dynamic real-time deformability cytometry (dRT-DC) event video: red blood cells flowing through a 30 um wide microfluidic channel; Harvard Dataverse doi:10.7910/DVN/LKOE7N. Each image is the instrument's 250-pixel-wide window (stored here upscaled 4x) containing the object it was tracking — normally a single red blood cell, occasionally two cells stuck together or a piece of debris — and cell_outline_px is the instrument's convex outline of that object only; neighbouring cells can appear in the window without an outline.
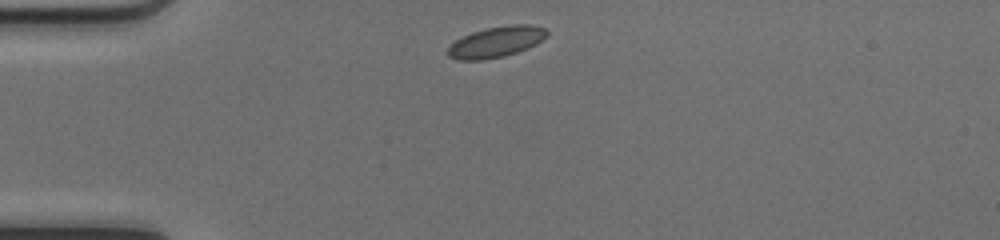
{"species": "common noctule bat (a hibernating species)", "species_latin": "Nyctalus noctula", "temperature_condition": "cold", "stored_images_in_passage": 38, "camera_frame_rate_fps": 3000, "um_per_image_px": 0.085, "animal": {"sex": "female", "body_mass_g": 17.0, "forearm_length_mm": 48.0}, "frame": {"image": 1, "passage_image": 1, "time_ms": 0.0, "image_size_px": [1000, 240], "cell_outline_px": [[548, 36], [536, 44], [528, 48], [504, 56], [484, 60], [460, 60], [448, 56], [448, 48], [456, 40], [472, 32], [484, 28], [512, 24], [532, 24], [544, 28], [548, 32]], "centroid_in_image_um": [42.21, 3.55], "position_along_channel_um": 42.8, "area_um2": 17.8}}
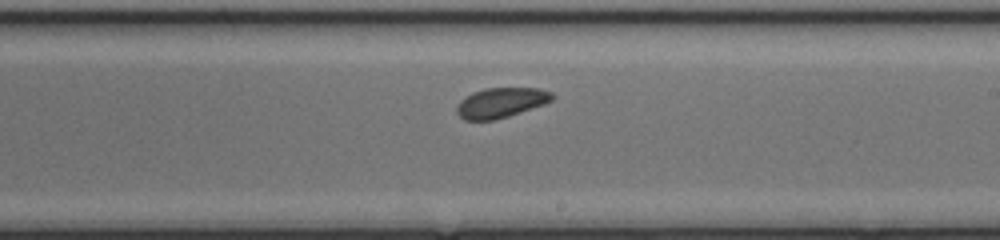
{"frame": {"image": 2, "passage_image": 18, "time_ms": 5.667, "image_size_px": [1000, 240], "cell_outline_px": [[556, 96], [552, 100], [544, 104], [496, 120], [464, 120], [456, 112], [456, 104], [460, 100], [472, 92], [484, 88], [540, 88], [552, 92]], "centroid_in_image_um": [42.57, 8.72], "position_along_channel_um": 246.4, "area_um2": 16.82}}
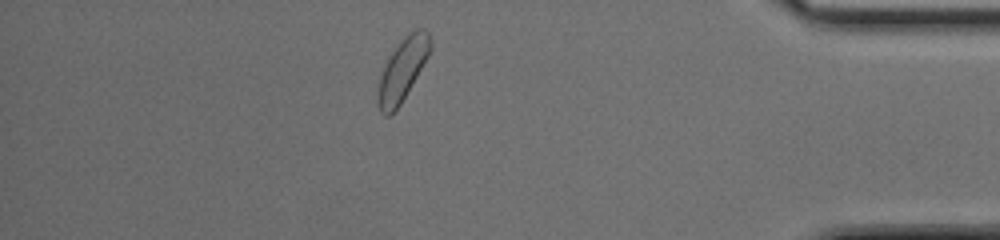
{"frame": {"image": 3, "passage_image": 32, "time_ms": 10.333, "image_size_px": [1000, 240], "cell_outline_px": [[432, 48], [428, 56], [400, 104], [388, 116], [384, 116], [380, 112], [376, 100], [376, 96], [380, 76], [384, 64], [388, 56], [400, 40], [408, 32], [416, 28], [424, 28], [428, 32], [432, 44]], "centroid_in_image_um": [34.19, 5.88], "position_along_channel_um": 401.0, "area_um2": 19.13}, "authors_computed_cell_mechanics": {"area_um2": 17.4556, "velocity_mm_per_s": 4.122, "shape_relaxation_time_tau1_ms": null, "shape_relaxation_time_tau2_ms": 1.7113, "deformation_change_tau1": null, "deformation_change_tau2": 0.0437}}